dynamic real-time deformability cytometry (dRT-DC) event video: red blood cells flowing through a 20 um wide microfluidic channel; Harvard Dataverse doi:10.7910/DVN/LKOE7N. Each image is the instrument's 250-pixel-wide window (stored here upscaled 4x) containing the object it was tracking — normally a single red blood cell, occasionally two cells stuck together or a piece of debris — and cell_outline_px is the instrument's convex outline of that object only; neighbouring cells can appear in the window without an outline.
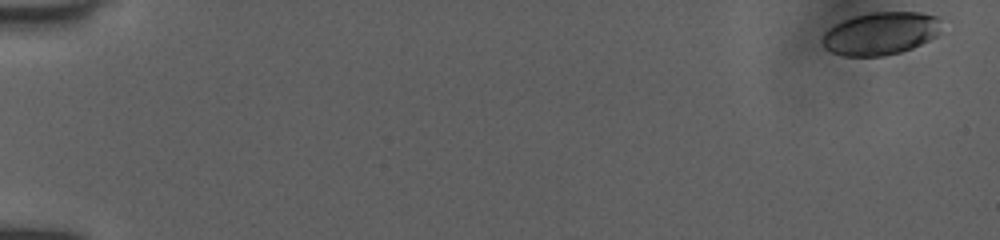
{"species": "human", "species_latin": "Homo sapiens", "temperature_condition": "room temperature", "stored_images_in_passage": 13, "camera_frame_rate_fps": 3000, "um_per_image_px": 0.085, "donor": {"sex": "female"}, "frame": {"image": 1, "passage_image": 1, "time_ms": 0.0, "image_size_px": [1000, 240], "cell_outline_px": [[940, 20], [936, 36], [912, 48], [900, 52], [884, 56], [844, 56], [832, 52], [824, 48], [820, 40], [824, 32], [828, 28], [852, 16], [872, 12], [920, 12], [936, 16]], "centroid_in_image_um": [74.79, 2.85], "position_along_channel_um": 10.2, "area_um2": 29.65}}
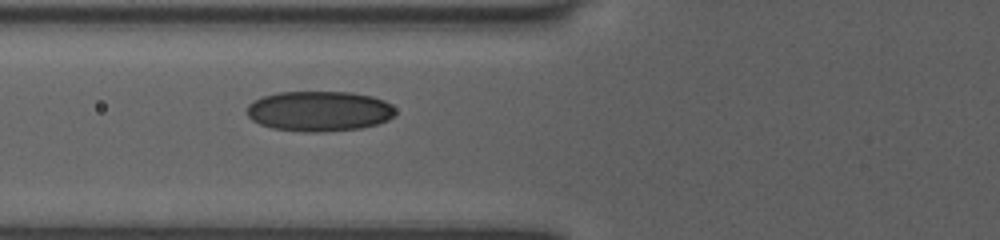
{"frame": {"image": 2, "passage_image": 11, "time_ms": 6.667, "image_size_px": [1000, 240], "cell_outline_px": [[396, 112], [388, 120], [376, 124], [360, 128], [324, 132], [304, 132], [272, 128], [260, 124], [252, 120], [248, 116], [248, 104], [252, 100], [264, 96], [280, 92], [352, 92], [372, 96], [384, 100], [396, 108]], "centroid_in_image_um": [27.14, 9.45], "position_along_channel_um": 98.7, "area_um2": 34.91}}
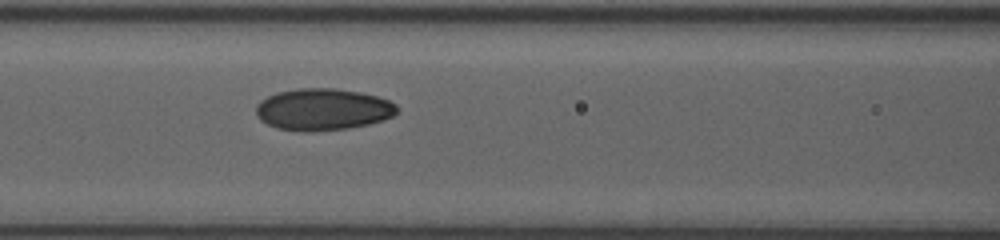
{"frame": {"image": 3, "passage_image": 13, "time_ms": 7.667, "image_size_px": [1000, 240], "cell_outline_px": [[396, 112], [392, 116], [368, 124], [348, 128], [276, 128], [260, 120], [256, 116], [256, 104], [260, 100], [276, 92], [296, 88], [336, 88], [360, 92], [376, 96], [388, 100], [396, 104]], "centroid_in_image_um": [27.42, 9.24], "position_along_channel_um": 139.2, "area_um2": 33.29}}